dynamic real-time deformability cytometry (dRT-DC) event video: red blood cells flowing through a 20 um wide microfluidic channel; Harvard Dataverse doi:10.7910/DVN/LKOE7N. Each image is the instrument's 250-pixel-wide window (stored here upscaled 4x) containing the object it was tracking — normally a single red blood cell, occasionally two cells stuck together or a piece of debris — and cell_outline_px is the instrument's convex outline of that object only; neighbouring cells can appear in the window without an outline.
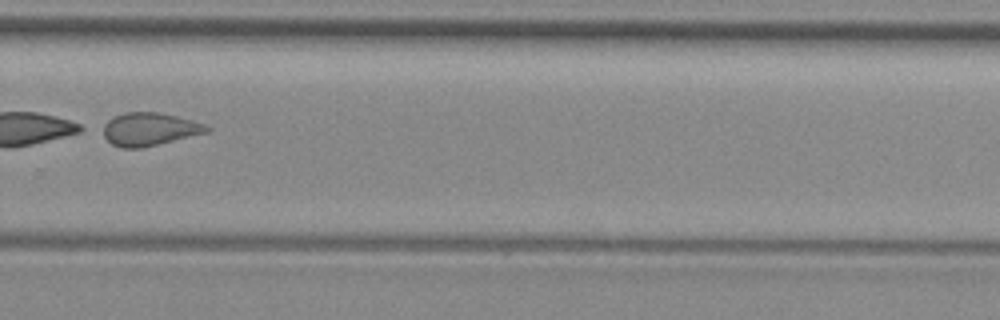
{"species": "common noctule bat (a hibernating species)", "species_latin": "Nyctalus noctula", "temperature_condition": "room temperature", "stored_images_in_passage": 37, "segment_of_instrument_passage": [2, 2], "camera_frame_rate_fps": 3000, "um_per_image_px": 0.085, "animal": {"sex": "female", "body_mass_g": 29.2, "forearm_length_mm": 56.3}, "frame": {"image": 1, "passage_image": 35, "time_ms": 11.333, "image_size_px": [1000, 320], "cell_outline_px": [[212, 128], [208, 132], [140, 148], [124, 148], [112, 144], [96, 128], [108, 120], [116, 116], [128, 112], [160, 112], [192, 120], [204, 124]], "centroid_in_image_um": [12.64, 10.97], "position_along_channel_um": 317.2, "area_um2": 20.0}}